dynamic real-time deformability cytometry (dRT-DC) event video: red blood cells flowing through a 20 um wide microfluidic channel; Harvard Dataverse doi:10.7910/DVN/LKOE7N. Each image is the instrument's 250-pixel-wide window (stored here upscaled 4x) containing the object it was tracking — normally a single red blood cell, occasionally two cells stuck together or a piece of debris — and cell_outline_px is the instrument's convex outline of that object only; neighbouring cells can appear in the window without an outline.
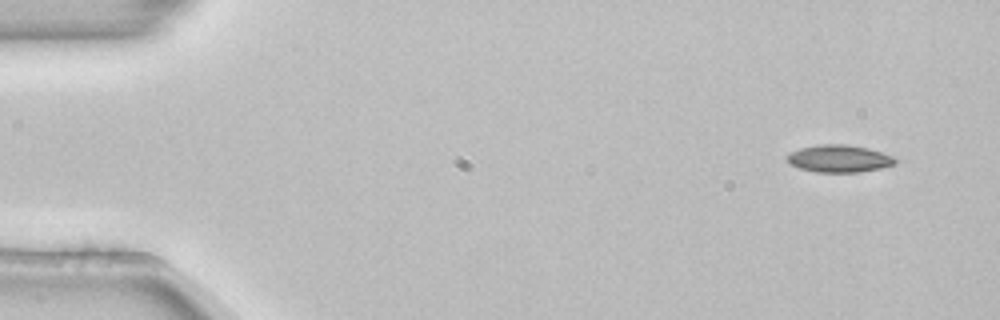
{"species": "common noctule bat (a hibernating species)", "species_latin": "Nyctalus noctula", "temperature_condition": "room temperature", "stored_images_in_passage": 6, "segment_of_instrument_passage": [2, 2], "camera_frame_rate_fps": 3000, "um_per_image_px": 0.085, "animal": {"sex": "female", "body_mass_g": 22.7, "forearm_length_mm": 54.2}, "frame": {"image": 1, "passage_image": 6, "time_ms": 1.667, "image_size_px": [1000, 320], "cell_outline_px": [[896, 164], [880, 168], [860, 172], [816, 172], [800, 168], [792, 164], [788, 160], [788, 156], [792, 152], [800, 148], [820, 144], [848, 144], [868, 148], [892, 156], [896, 160]], "centroid_in_image_um": [71.36, 13.48], "position_along_channel_um": 13.6, "area_um2": 16.99}}